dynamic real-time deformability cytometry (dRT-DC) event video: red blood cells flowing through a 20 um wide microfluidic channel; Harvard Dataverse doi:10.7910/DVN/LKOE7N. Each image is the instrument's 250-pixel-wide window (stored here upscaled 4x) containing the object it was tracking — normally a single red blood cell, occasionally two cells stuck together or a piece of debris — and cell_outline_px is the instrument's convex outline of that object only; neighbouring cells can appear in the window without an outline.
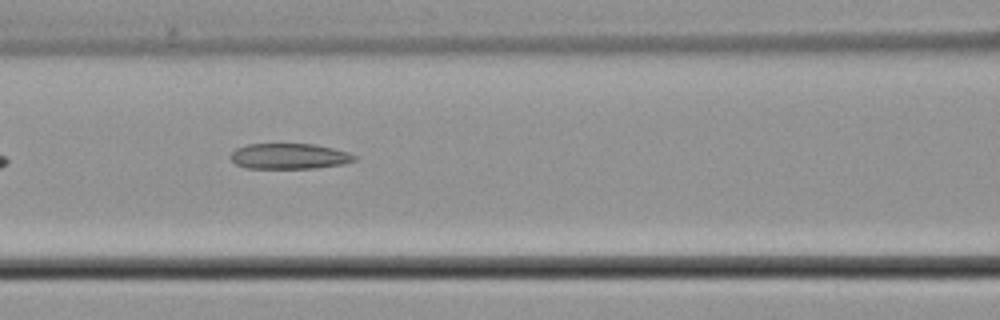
{"species": "common noctule bat (a hibernating species)", "species_latin": "Nyctalus noctula", "temperature_condition": "cold", "stored_images_in_passage": 6, "camera_frame_rate_fps": 3000, "um_per_image_px": 0.085, "animal": {"sex": "male", "body_mass_g": 21.5, "forearm_length_mm": 52.0}, "frame": {"image": 1, "passage_image": 5, "time_ms": 5.667, "image_size_px": [1000, 320], "cell_outline_px": [[356, 160], [344, 164], [316, 168], [244, 168], [236, 164], [228, 156], [236, 148], [248, 144], [316, 144], [348, 152], [356, 156]], "centroid_in_image_um": [24.58, 13.28], "position_along_channel_um": 142.0, "area_um2": 18.55}}
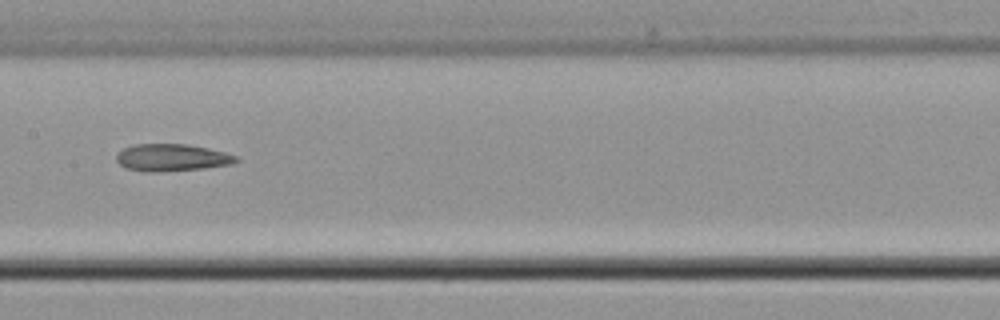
{"frame": {"image": 2, "passage_image": 6, "time_ms": 7.0, "image_size_px": [1000, 320], "cell_outline_px": [[240, 160], [232, 164], [204, 168], [160, 172], [144, 172], [124, 168], [116, 160], [116, 156], [124, 148], [132, 144], [184, 144], [208, 148], [224, 152], [236, 156]], "centroid_in_image_um": [14.59, 13.4], "position_along_channel_um": 192.8, "area_um2": 19.02}}